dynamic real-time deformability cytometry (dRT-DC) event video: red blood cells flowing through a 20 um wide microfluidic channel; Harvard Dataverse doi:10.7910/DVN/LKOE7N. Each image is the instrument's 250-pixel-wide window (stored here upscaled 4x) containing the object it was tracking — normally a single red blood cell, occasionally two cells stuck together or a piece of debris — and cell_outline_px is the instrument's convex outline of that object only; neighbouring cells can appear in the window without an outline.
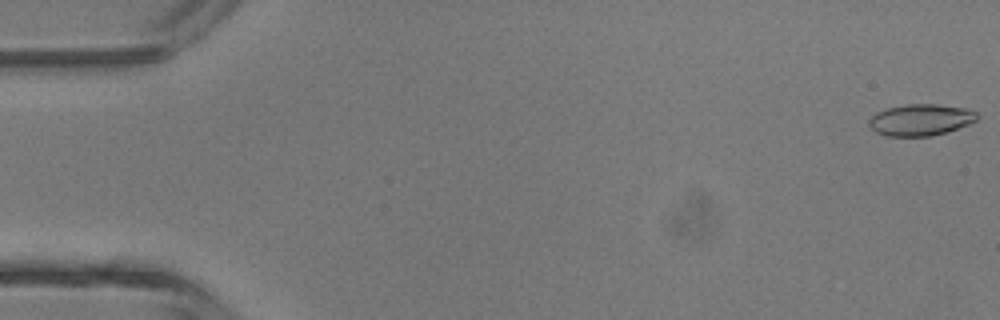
{"species": "common noctule bat (a hibernating species)", "species_latin": "Nyctalus noctula", "temperature_condition": "room temperature", "stored_images_in_passage": 4, "camera_frame_rate_fps": 3000, "um_per_image_px": 0.085, "animal": {"sex": "male", "body_mass_g": 13.3}, "frame": {"image": 1, "passage_image": 1, "time_ms": 0.0, "image_size_px": [1000, 320], "cell_outline_px": [[980, 116], [976, 120], [968, 124], [932, 136], [884, 136], [876, 132], [868, 124], [868, 120], [876, 112], [888, 108], [908, 104], [936, 104], [964, 108], [976, 112]], "centroid_in_image_um": [78.23, 10.19], "position_along_channel_um": 6.8, "area_um2": 19.71}}